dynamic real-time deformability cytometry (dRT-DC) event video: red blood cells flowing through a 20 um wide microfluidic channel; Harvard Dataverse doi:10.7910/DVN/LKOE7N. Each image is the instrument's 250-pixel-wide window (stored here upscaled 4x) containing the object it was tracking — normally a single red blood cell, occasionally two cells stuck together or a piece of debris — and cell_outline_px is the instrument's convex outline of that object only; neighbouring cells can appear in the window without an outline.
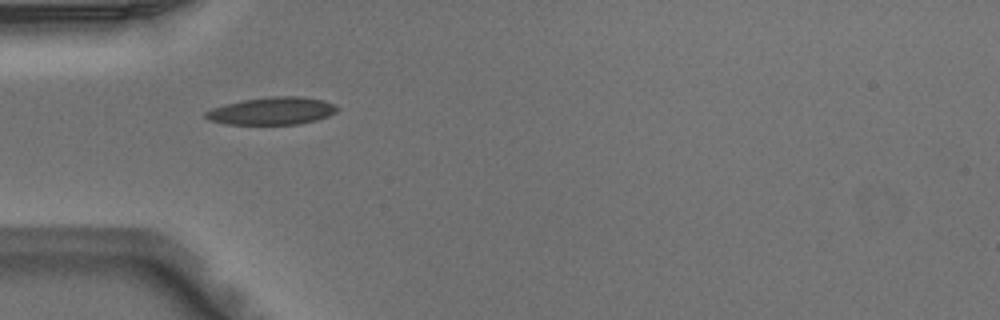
{"species": "Egyptian fruit bat (a non-hibernating species)", "species_latin": "Rousettus aegyptiacus", "temperature_condition": "warm", "stored_images_in_passage": 4, "camera_frame_rate_fps": 3000, "um_per_image_px": 0.085, "animal": {"sex": "male"}, "frame": {"image": 1, "passage_image": 1, "time_ms": 0.0, "image_size_px": [1000, 320], "cell_outline_px": [[340, 108], [336, 112], [328, 116], [316, 120], [300, 124], [224, 124], [208, 120], [204, 116], [204, 112], [212, 108], [224, 104], [244, 100], [272, 96], [300, 96], [324, 100], [336, 104]], "centroid_in_image_um": [23.14, 9.43], "position_along_channel_um": 61.9, "area_um2": 21.27}}
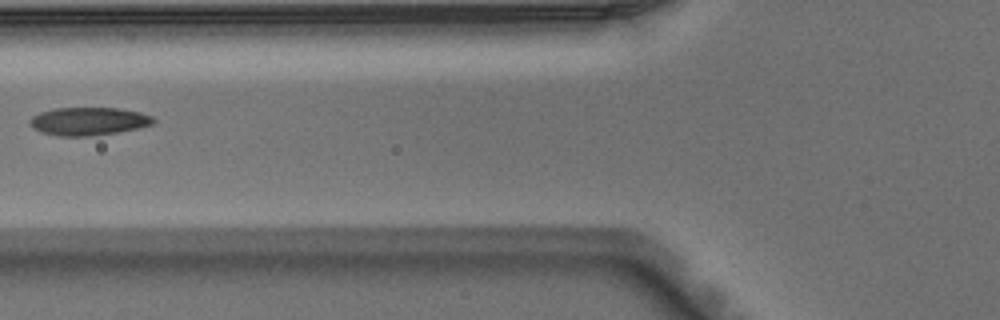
{"frame": {"image": 2, "passage_image": 2, "time_ms": 0.333, "image_size_px": [1000, 320], "cell_outline_px": [[156, 120], [152, 124], [136, 128], [116, 132], [88, 136], [60, 136], [40, 132], [32, 128], [28, 120], [32, 116], [40, 112], [56, 108], [120, 108], [140, 112], [152, 116]], "centroid_in_image_um": [7.49, 10.3], "position_along_channel_um": 118.3, "area_um2": 20.11}}